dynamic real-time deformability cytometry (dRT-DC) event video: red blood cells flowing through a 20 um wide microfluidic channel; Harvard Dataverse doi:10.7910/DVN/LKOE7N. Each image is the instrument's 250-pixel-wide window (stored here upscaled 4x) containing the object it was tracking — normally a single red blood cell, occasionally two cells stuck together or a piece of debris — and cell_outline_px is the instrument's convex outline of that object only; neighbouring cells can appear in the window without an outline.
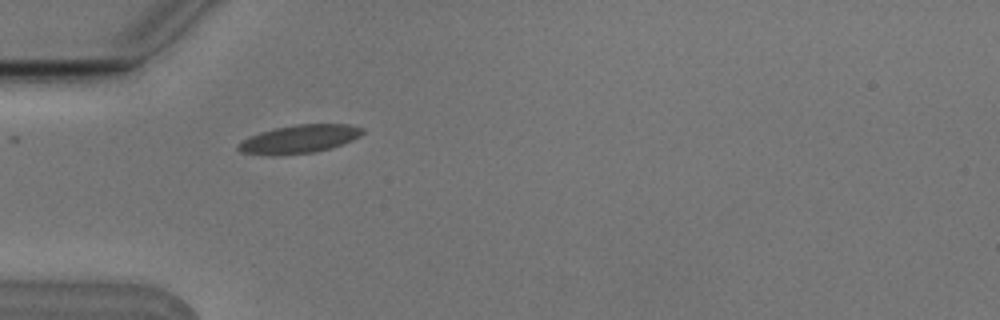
{"species": "Egyptian fruit bat (a non-hibernating species)", "species_latin": "Rousettus aegyptiacus", "temperature_condition": "cold", "stored_images_in_passage": 7, "camera_frame_rate_fps": 3000, "um_per_image_px": 0.085, "animal": {"sex": "male"}, "frame": {"image": 1, "passage_image": 6, "time_ms": 1.667, "image_size_px": [1000, 320], "cell_outline_px": [[364, 132], [360, 136], [352, 140], [332, 148], [316, 152], [280, 156], [272, 156], [240, 152], [236, 148], [236, 144], [260, 132], [276, 128], [296, 124], [348, 124], [364, 128]], "centroid_in_image_um": [25.44, 11.84], "position_along_channel_um": 59.6, "area_um2": 20.69}}